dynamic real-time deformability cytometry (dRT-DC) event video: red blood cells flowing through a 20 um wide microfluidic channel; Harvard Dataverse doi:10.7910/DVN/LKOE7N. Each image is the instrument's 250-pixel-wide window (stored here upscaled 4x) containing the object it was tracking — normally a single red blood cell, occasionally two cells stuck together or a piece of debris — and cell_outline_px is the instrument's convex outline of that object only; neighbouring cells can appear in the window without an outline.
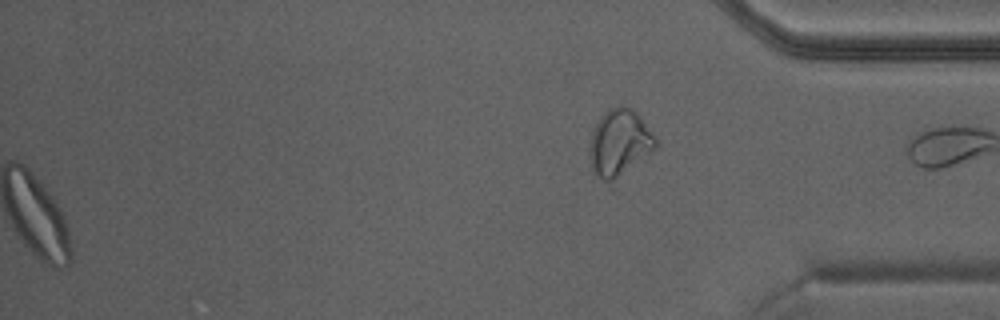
{"species": "Egyptian fruit bat (a non-hibernating species)", "species_latin": "Rousettus aegyptiacus", "temperature_condition": "warm", "stored_images_in_passage": 38, "segment_of_instrument_passage": [2, 2], "camera_frame_rate_fps": 3000, "um_per_image_px": 0.085, "animal": {"sex": "male"}, "frame": {"image": 1, "passage_image": 38, "time_ms": 12.333, "image_size_px": [1000, 320], "cell_outline_px": [[656, 148], [616, 188], [612, 188], [592, 172], [592, 132], [600, 116], [608, 108], [624, 104], [632, 108], [640, 116], [656, 140]], "centroid_in_image_um": [52.69, 12.28], "position_along_channel_um": 382.5, "area_um2": 26.7}}